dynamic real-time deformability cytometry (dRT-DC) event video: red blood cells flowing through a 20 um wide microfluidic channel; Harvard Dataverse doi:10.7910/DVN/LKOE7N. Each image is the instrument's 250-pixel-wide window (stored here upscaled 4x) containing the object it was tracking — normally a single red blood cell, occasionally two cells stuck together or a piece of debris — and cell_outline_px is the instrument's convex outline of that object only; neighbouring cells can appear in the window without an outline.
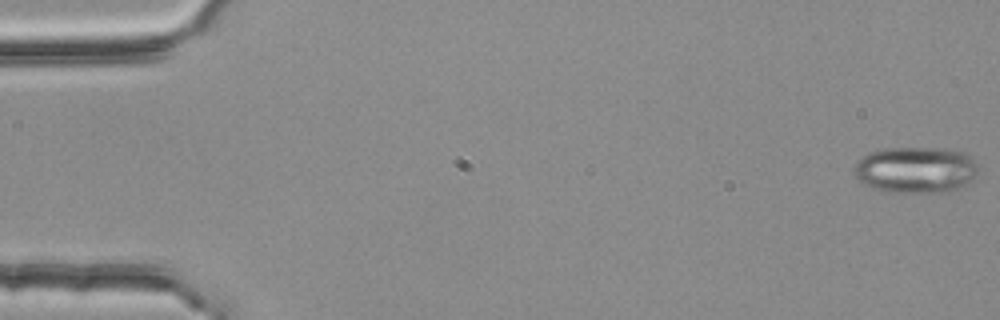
{"species": "common noctule bat (a hibernating species)", "species_latin": "Nyctalus noctula", "temperature_condition": "room temperature", "stored_images_in_passage": 4, "camera_frame_rate_fps": 3000, "um_per_image_px": 0.085, "animal": {"sex": "female", "body_mass_g": 25.1}, "frame": {"image": 1, "passage_image": 1, "time_ms": 0.0, "image_size_px": [1000, 320], "cell_outline_px": [[980, 168], [976, 176], [972, 180], [960, 188], [952, 192], [884, 192], [872, 188], [864, 184], [856, 176], [856, 164], [864, 156], [872, 152], [888, 148], [952, 148], [964, 152], [972, 156]], "centroid_in_image_um": [77.94, 14.44], "position_along_channel_um": 7.1, "area_um2": 33.81}}